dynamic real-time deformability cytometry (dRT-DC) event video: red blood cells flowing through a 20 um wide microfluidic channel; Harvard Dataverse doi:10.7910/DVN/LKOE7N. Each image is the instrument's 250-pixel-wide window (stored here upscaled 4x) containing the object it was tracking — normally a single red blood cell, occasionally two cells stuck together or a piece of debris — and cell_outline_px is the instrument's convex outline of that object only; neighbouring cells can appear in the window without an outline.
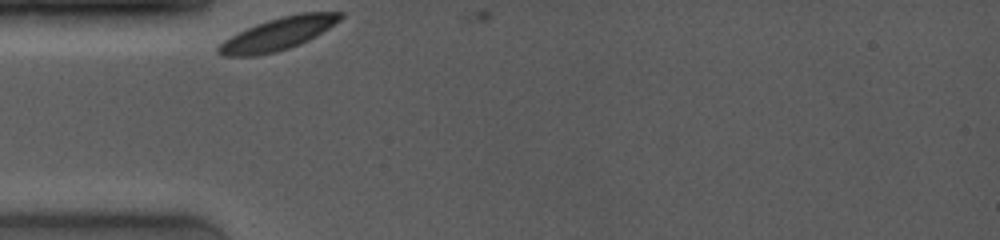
{"species": "common noctule bat (a hibernating species)", "species_latin": "Nyctalus noctula", "temperature_condition": "room temperature", "stored_images_in_passage": 4, "camera_frame_rate_fps": 4000, "um_per_image_px": 0.085, "animal": {"sex": "female", "body_mass_g": 19.0, "forearm_length_mm": 53.3}, "frame": {"image": 1, "passage_image": 1, "time_ms": 0.0, "image_size_px": [1000, 240], "cell_outline_px": [[344, 16], [340, 20], [328, 28], [308, 40], [288, 48], [276, 52], [256, 56], [224, 56], [216, 52], [216, 48], [224, 40], [256, 24], [280, 16], [300, 12], [344, 12]], "centroid_in_image_um": [23.64, 2.87], "position_along_channel_um": 61.4, "area_um2": 22.83}}